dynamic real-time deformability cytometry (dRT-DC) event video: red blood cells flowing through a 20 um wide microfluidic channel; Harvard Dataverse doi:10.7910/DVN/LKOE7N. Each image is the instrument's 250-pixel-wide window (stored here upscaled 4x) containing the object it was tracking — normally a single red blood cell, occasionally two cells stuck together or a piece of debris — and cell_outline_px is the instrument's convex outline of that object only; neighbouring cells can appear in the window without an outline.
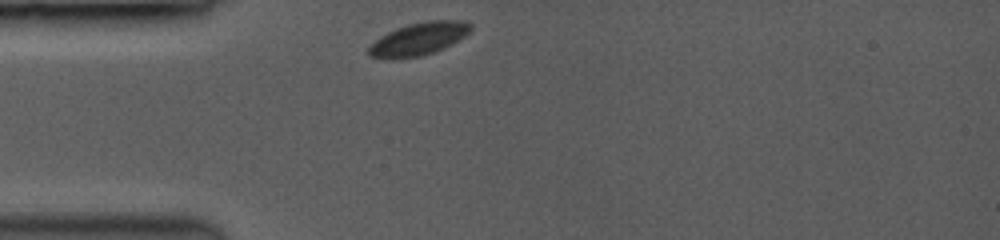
{"species": "common noctule bat (a hibernating species)", "species_latin": "Nyctalus noctula", "temperature_condition": "room temperature", "stored_images_in_passage": 36, "camera_frame_rate_fps": 3500, "um_per_image_px": 0.085, "animal": {"sex": "female", "body_mass_g": 19.0, "forearm_length_mm": 53.3}, "frame": {"image": 1, "passage_image": 1, "time_ms": 0.0, "image_size_px": [1000, 240], "cell_outline_px": [[472, 28], [464, 36], [432, 52], [420, 56], [368, 56], [368, 48], [380, 36], [396, 28], [408, 24], [424, 20], [464, 20], [472, 24]], "centroid_in_image_um": [35.63, 3.23], "position_along_channel_um": 49.4, "area_um2": 18.55}}
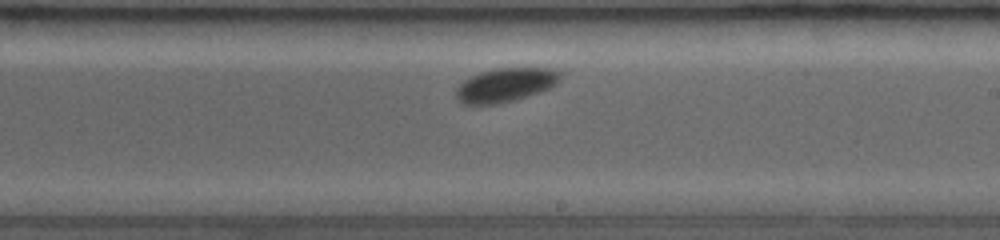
{"frame": {"image": 2, "passage_image": 20, "time_ms": 5.429, "image_size_px": [1000, 240], "cell_outline_px": [[560, 80], [556, 84], [548, 88], [524, 96], [508, 100], [488, 104], [464, 104], [456, 96], [456, 88], [464, 80], [480, 72], [496, 68], [556, 68], [560, 72]], "centroid_in_image_um": [42.97, 7.18], "position_along_channel_um": 246.0, "area_um2": 19.94}}
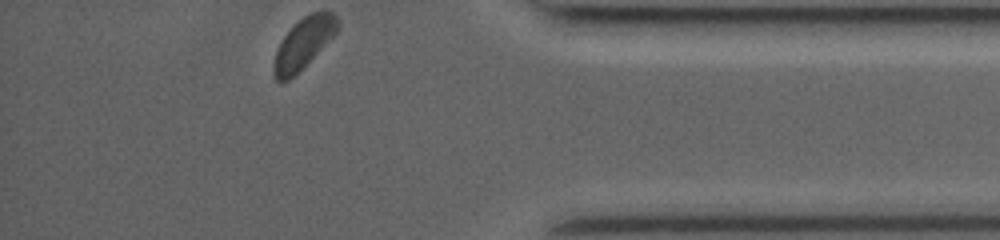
{"frame": {"image": 3, "passage_image": 36, "time_ms": 10.0, "image_size_px": [1000, 240], "cell_outline_px": [[340, 28], [288, 80], [276, 80], [272, 72], [272, 64], [276, 48], [284, 36], [308, 12], [332, 12], [336, 16], [340, 24]], "centroid_in_image_um": [25.76, 3.65], "position_along_channel_um": 409.4, "area_um2": 18.15}, "authors_computed_cell_mechanics": {"area_um2": 19.363, "velocity_mm_per_s": 3.8611, "shape_relaxation_time_tau1_ms": 1.6028, "shape_relaxation_time_tau2_ms": null, "deformation_change_tau1": 0.0567, "deformation_change_tau2": null}}